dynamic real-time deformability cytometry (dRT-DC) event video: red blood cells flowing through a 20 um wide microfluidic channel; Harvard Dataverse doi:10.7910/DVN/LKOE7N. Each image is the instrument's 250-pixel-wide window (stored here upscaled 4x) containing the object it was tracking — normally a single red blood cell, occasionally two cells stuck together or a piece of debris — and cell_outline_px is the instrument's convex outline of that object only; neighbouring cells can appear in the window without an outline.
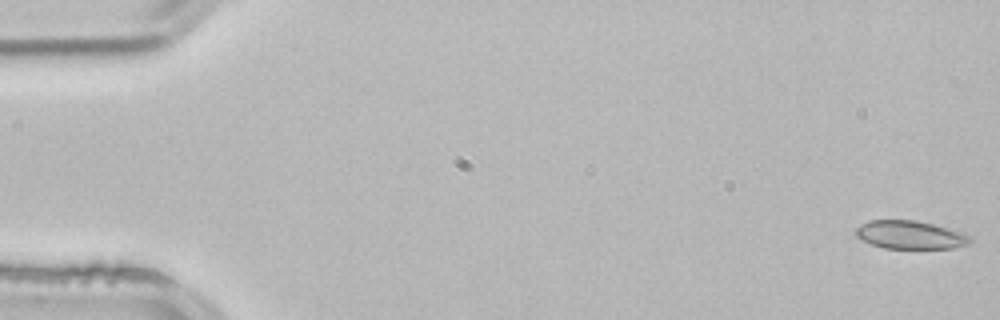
{"species": "common noctule bat (a hibernating species)", "species_latin": "Nyctalus noctula", "temperature_condition": "room temperature", "stored_images_in_passage": 3, "camera_frame_rate_fps": 3000, "um_per_image_px": 0.085, "animal": {"sex": "male", "body_mass_g": 21.5, "forearm_length_mm": 52.0}, "frame": {"image": 1, "passage_image": 1, "time_ms": 0.0, "image_size_px": [1000, 320], "cell_outline_px": [[972, 240], [968, 244], [952, 248], [884, 248], [860, 240], [856, 236], [856, 228], [860, 224], [868, 220], [916, 220], [964, 232]], "centroid_in_image_um": [77.34, 19.95], "position_along_channel_um": 7.7, "area_um2": 18.79}}